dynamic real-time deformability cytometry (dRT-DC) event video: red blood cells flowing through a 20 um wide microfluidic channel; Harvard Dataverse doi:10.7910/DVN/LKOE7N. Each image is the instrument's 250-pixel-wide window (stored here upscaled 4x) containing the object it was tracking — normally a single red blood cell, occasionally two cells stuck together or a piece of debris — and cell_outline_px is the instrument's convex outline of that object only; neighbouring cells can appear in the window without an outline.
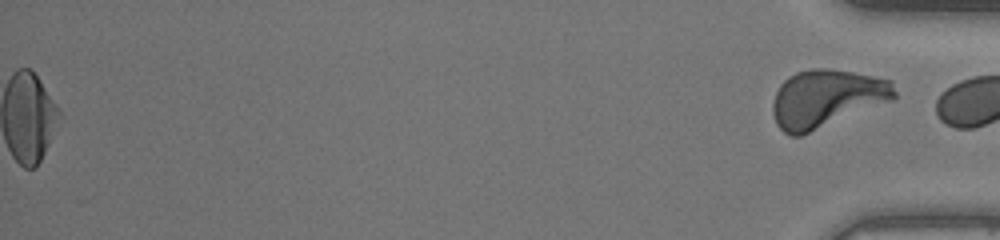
{"species": "human", "species_latin": "Homo sapiens", "temperature_condition": "warm", "stored_images_in_passage": 49, "segment_of_instrument_passage": [2, 2], "camera_frame_rate_fps": 3000, "um_per_image_px": 0.085, "donor": {"sex": "female"}, "frame": {"image": 1, "passage_image": 49, "time_ms": 16.0, "image_size_px": [1000, 240], "cell_outline_px": [[896, 96], [892, 100], [800, 136], [792, 136], [784, 132], [776, 124], [772, 112], [772, 104], [776, 92], [780, 84], [788, 76], [796, 72], [812, 68], [828, 68], [852, 72], [892, 80], [896, 92]], "centroid_in_image_um": [70.23, 8.36], "position_along_channel_um": 365.0, "area_um2": 40.86}}